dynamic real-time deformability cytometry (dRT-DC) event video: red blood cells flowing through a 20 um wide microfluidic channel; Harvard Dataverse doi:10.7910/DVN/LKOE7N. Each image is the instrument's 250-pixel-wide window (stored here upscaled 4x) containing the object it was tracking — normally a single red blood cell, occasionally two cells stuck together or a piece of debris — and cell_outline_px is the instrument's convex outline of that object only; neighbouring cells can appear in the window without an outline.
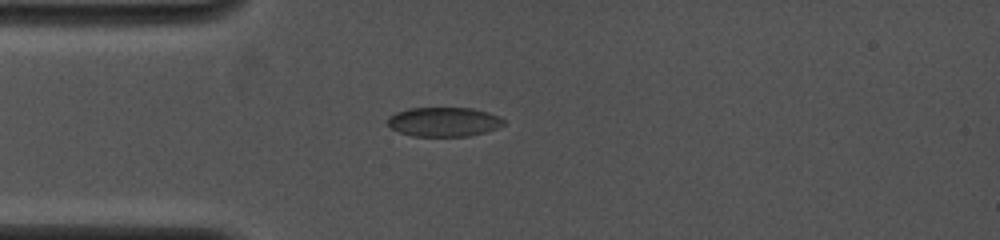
{"species": "common noctule bat (a hibernating species)", "species_latin": "Nyctalus noctula", "temperature_condition": "cold", "stored_images_in_passage": 22, "camera_frame_rate_fps": 4000, "um_per_image_px": 0.085, "animal": {"sex": "female", "body_mass_g": 19.0, "forearm_length_mm": 53.3}, "frame": {"image": 1, "passage_image": 2, "time_ms": 0.75, "image_size_px": [1000, 240], "cell_outline_px": [[504, 124], [496, 128], [484, 132], [468, 136], [412, 136], [400, 132], [392, 128], [388, 124], [388, 116], [396, 112], [408, 108], [472, 108], [488, 112], [500, 116], [504, 120]], "centroid_in_image_um": [37.72, 10.35], "position_along_channel_um": 47.3, "area_um2": 19.77}}
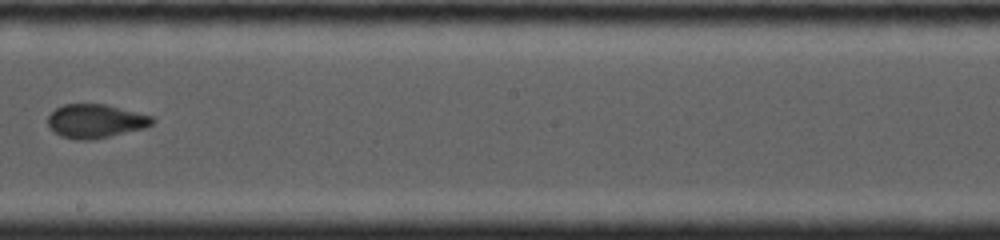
{"frame": {"image": 2, "passage_image": 11, "time_ms": 5.75, "image_size_px": [1000, 240], "cell_outline_px": [[156, 120], [152, 124], [144, 128], [92, 140], [76, 140], [60, 136], [48, 124], [48, 116], [56, 108], [64, 104], [104, 104], [152, 116]], "centroid_in_image_um": [8.12, 10.3], "position_along_channel_um": 240.1, "area_um2": 20.35}}
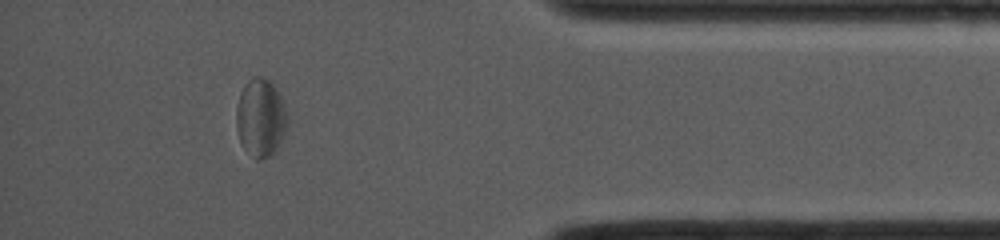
{"frame": {"image": 3, "passage_image": 19, "time_ms": 10.5, "image_size_px": [1000, 240], "cell_outline_px": [[288, 120], [284, 132], [280, 140], [272, 152], [268, 156], [260, 160], [256, 160], [244, 148], [240, 140], [236, 128], [236, 108], [240, 92], [244, 84], [248, 80], [256, 76], [260, 76], [268, 80], [276, 88], [288, 112]], "centroid_in_image_um": [22.13, 9.98], "position_along_channel_um": 413.1, "area_um2": 23.06}, "authors_computed_cell_mechanics": {"area_um2": 21.2415, "velocity_mm_per_s": 4.0647, "shape_relaxation_time_tau1_ms": 5.8029, "shape_relaxation_time_tau2_ms": 1.5393, "deformation_change_tau1": 0.146, "deformation_change_tau2": 0.0429}}